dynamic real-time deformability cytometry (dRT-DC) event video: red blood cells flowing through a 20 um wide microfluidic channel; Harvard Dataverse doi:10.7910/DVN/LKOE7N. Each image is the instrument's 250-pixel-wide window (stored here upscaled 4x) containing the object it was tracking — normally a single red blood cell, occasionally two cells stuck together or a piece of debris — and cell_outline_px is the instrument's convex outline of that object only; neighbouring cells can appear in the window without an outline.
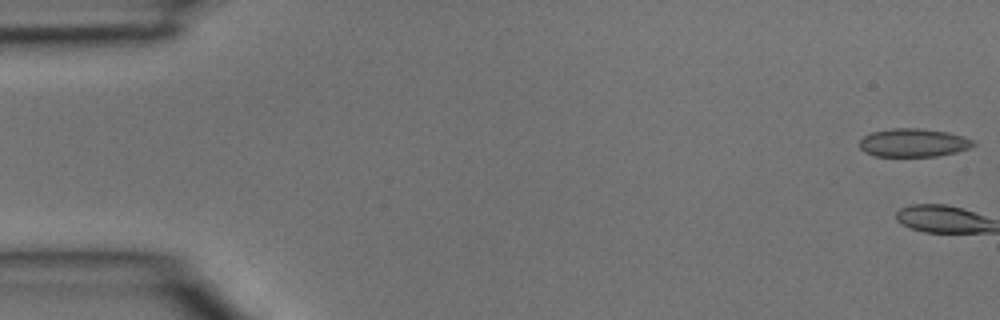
{"species": "common noctule bat (a hibernating species)", "species_latin": "Nyctalus noctula", "temperature_condition": "room temperature", "stored_images_in_passage": 5, "camera_frame_rate_fps": 3000, "um_per_image_px": 0.085, "animal": {"sex": "male", "body_mass_g": 15.6}, "frame": {"image": 1, "passage_image": 1, "time_ms": 0.0, "image_size_px": [1000, 320], "cell_outline_px": [[976, 144], [968, 148], [956, 152], [936, 156], [876, 156], [864, 152], [860, 148], [860, 140], [864, 136], [872, 132], [892, 128], [920, 128], [948, 132], [964, 136], [972, 140]], "centroid_in_image_um": [77.63, 12.12], "position_along_channel_um": 7.4, "area_um2": 18.73}}
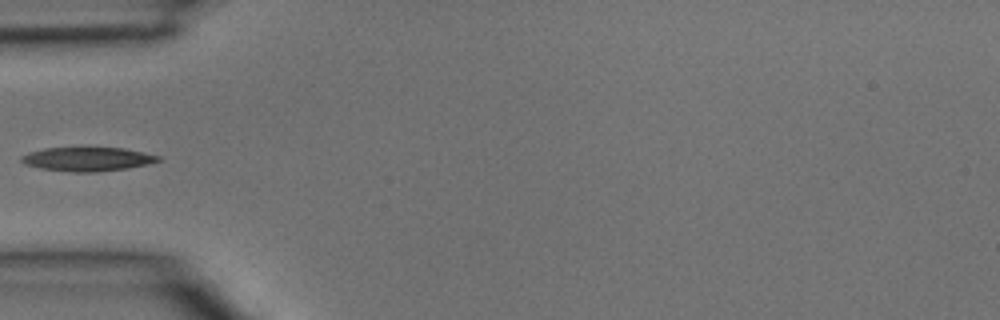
{"frame": {"image": 2, "passage_image": 5, "time_ms": 1.333, "image_size_px": [1000, 320], "cell_outline_px": [[160, 160], [148, 164], [124, 168], [96, 172], [72, 172], [40, 168], [24, 164], [20, 160], [20, 156], [28, 152], [44, 148], [124, 148], [160, 156]], "centroid_in_image_um": [7.38, 13.52], "position_along_channel_um": 77.6, "area_um2": 18.9}}